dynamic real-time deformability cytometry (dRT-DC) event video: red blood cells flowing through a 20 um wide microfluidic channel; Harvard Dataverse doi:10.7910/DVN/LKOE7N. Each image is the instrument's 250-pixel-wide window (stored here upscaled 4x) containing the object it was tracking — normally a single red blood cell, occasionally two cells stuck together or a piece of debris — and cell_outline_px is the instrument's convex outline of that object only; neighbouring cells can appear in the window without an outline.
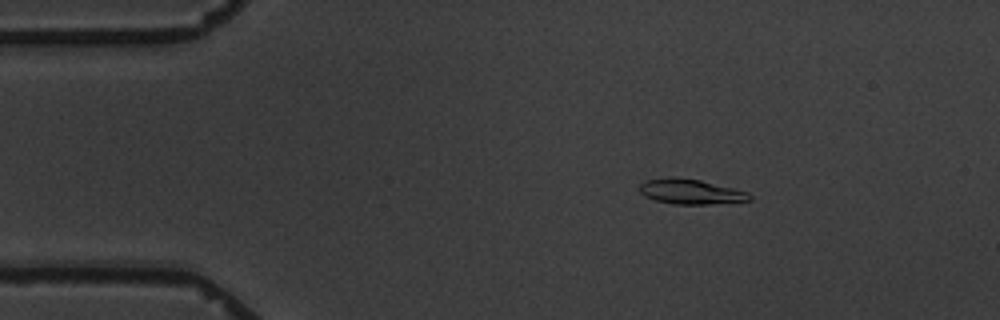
{"species": "common noctule bat (a hibernating species)", "species_latin": "Nyctalus noctula", "temperature_condition": "warm", "stored_images_in_passage": 5, "camera_frame_rate_fps": 3000, "um_per_image_px": 0.085, "animal": {"sex": "male", "body_mass_g": 19.5, "forearm_length_mm": 54.6}, "frame": {"image": 1, "passage_image": 3, "time_ms": 2.333, "image_size_px": [1000, 320], "cell_outline_px": [[752, 200], [708, 204], [672, 204], [656, 200], [644, 196], [640, 192], [640, 184], [644, 180], [700, 180], [748, 192], [752, 196]], "centroid_in_image_um": [58.76, 16.34], "position_along_channel_um": 26.2, "area_um2": 15.2}}